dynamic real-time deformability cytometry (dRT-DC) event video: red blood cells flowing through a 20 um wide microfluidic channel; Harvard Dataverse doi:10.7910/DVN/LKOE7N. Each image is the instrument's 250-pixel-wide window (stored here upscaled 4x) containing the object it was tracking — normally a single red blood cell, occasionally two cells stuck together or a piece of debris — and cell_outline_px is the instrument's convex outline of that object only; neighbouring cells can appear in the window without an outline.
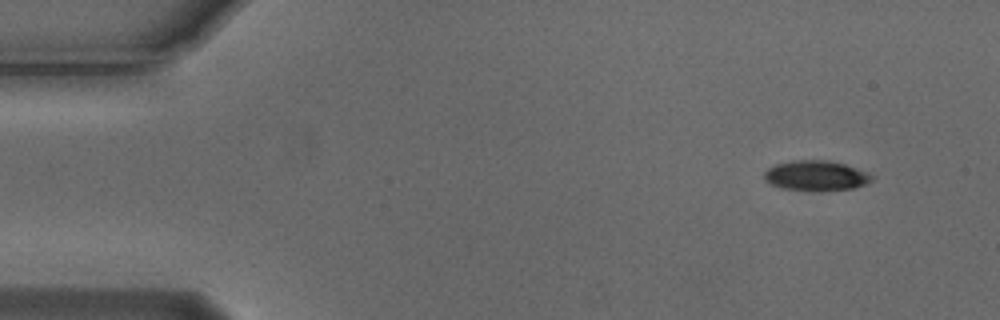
{"species": "Egyptian fruit bat (a non-hibernating species)", "species_latin": "Rousettus aegyptiacus", "temperature_condition": "cold", "stored_images_in_passage": 4, "camera_frame_rate_fps": 3000, "um_per_image_px": 0.085, "animal": {"sex": "male"}, "frame": {"image": 1, "passage_image": 1, "time_ms": 0.0, "image_size_px": [1000, 320], "cell_outline_px": [[872, 180], [864, 184], [852, 188], [784, 188], [772, 184], [764, 180], [764, 172], [768, 168], [776, 164], [792, 160], [828, 160], [844, 164], [868, 172], [872, 176]], "centroid_in_image_um": [69.33, 14.87], "position_along_channel_um": 15.7, "area_um2": 17.92}}
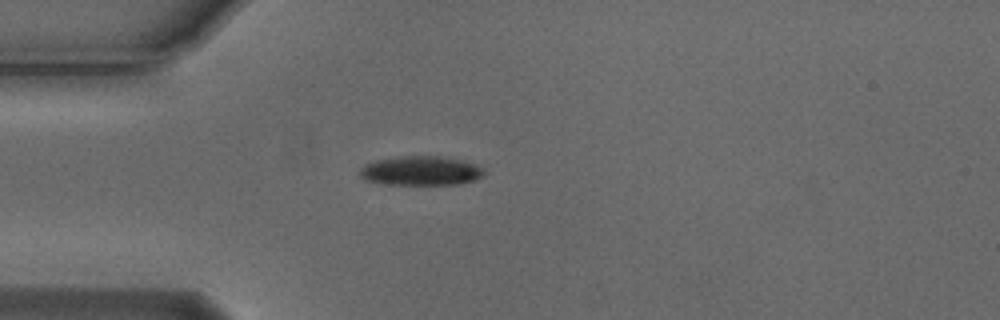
{"frame": {"image": 2, "passage_image": 3, "time_ms": 0.667, "image_size_px": [1000, 320], "cell_outline_px": [[484, 176], [460, 184], [384, 184], [364, 180], [360, 176], [360, 168], [364, 164], [376, 160], [400, 156], [448, 156], [480, 164], [484, 168]], "centroid_in_image_um": [35.81, 14.5], "position_along_channel_um": 49.2, "area_um2": 21.56}}